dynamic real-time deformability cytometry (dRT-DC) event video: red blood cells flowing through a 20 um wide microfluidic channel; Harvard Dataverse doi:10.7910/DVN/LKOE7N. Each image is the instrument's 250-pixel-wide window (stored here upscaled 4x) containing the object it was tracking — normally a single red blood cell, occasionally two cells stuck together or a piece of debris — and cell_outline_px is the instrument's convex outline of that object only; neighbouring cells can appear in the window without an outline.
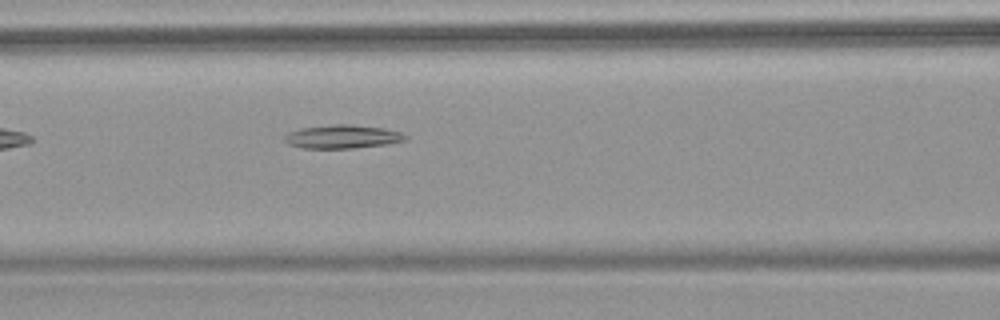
{"species": "common noctule bat (a hibernating species)", "species_latin": "Nyctalus noctula", "temperature_condition": "warm", "stored_images_in_passage": 6, "camera_frame_rate_fps": 3000, "um_per_image_px": 0.085, "animal": {"sex": "female", "body_mass_g": 18.4}, "frame": {"image": 1, "passage_image": 6, "time_ms": 7.0, "image_size_px": [1000, 320], "cell_outline_px": [[408, 140], [388, 144], [352, 148], [304, 148], [288, 144], [284, 140], [284, 136], [288, 132], [300, 128], [332, 124], [352, 124], [384, 128], [400, 132], [408, 136]], "centroid_in_image_um": [29.12, 11.61], "position_along_channel_um": 137.5, "area_um2": 16.7}}